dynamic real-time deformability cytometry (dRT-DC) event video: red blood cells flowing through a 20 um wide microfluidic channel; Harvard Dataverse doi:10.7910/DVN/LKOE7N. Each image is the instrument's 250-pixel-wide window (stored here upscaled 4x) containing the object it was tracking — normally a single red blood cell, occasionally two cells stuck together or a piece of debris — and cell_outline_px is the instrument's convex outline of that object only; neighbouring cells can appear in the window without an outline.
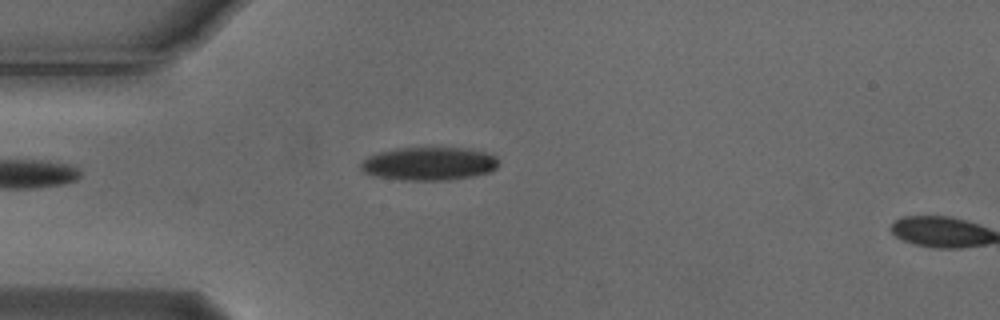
{"species": "Egyptian fruit bat (a non-hibernating species)", "species_latin": "Rousettus aegyptiacus", "temperature_condition": "cold", "stored_images_in_passage": 2, "camera_frame_rate_fps": 3000, "um_per_image_px": 0.085, "animal": {"sex": "male"}, "frame": {"image": 1, "passage_image": 1, "time_ms": 0.0, "image_size_px": [1000, 320], "cell_outline_px": [[500, 164], [496, 168], [488, 172], [472, 176], [444, 180], [400, 180], [376, 176], [364, 172], [360, 168], [360, 164], [368, 156], [380, 152], [396, 148], [468, 148], [484, 152], [496, 156], [500, 160]], "centroid_in_image_um": [36.48, 13.91], "position_along_channel_um": 48.5, "area_um2": 26.65}}